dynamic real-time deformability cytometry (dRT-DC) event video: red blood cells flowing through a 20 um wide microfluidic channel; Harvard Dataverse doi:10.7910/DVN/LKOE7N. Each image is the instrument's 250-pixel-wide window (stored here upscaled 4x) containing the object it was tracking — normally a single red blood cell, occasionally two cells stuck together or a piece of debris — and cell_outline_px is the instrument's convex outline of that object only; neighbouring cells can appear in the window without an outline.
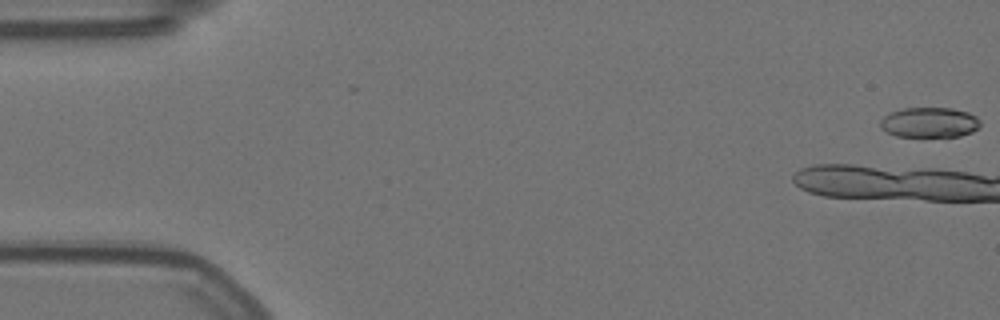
{"species": "Egyptian fruit bat (a non-hibernating species)", "species_latin": "Rousettus aegyptiacus", "temperature_condition": "warm", "stored_images_in_passage": 14, "camera_frame_rate_fps": 3000, "um_per_image_px": 0.085, "animal": {"sex": "female"}, "frame": {"image": 1, "passage_image": 1, "time_ms": 0.0, "image_size_px": [1000, 320], "cell_outline_px": [[980, 124], [972, 132], [960, 136], [896, 136], [880, 128], [880, 120], [884, 116], [900, 108], [952, 108], [968, 112], [976, 116], [980, 120]], "centroid_in_image_um": [79.0, 10.4], "position_along_channel_um": 6.0, "area_um2": 17.51}}